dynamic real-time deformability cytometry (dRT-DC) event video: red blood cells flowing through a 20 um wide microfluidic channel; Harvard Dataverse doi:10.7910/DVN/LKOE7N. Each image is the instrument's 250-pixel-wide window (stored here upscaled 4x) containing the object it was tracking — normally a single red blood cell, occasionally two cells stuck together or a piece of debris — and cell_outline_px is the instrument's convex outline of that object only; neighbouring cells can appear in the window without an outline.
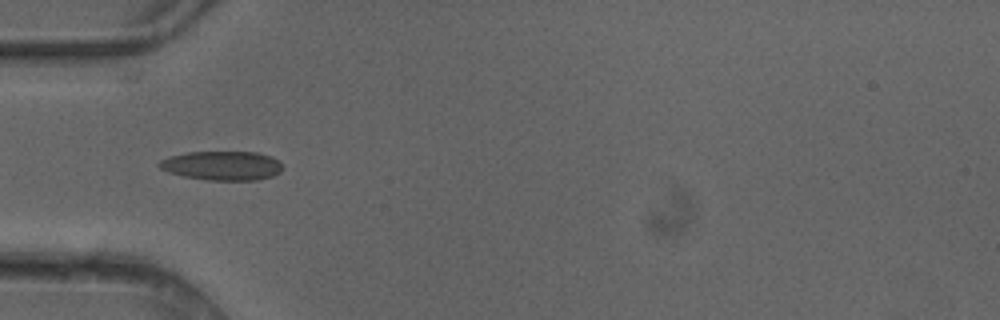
{"species": "common noctule bat (a hibernating species)", "species_latin": "Nyctalus noctula", "temperature_condition": "cold", "stored_images_in_passage": 3, "camera_frame_rate_fps": 3000, "um_per_image_px": 0.085, "animal": {"sex": "female"}, "frame": {"image": 1, "passage_image": 3, "time_ms": 0.667, "image_size_px": [1000, 320], "cell_outline_px": [[284, 168], [280, 172], [272, 176], [256, 180], [208, 180], [184, 176], [168, 172], [160, 168], [156, 164], [160, 160], [172, 156], [188, 152], [256, 152], [272, 156], [280, 160], [284, 164]], "centroid_in_image_um": [18.93, 14.07], "position_along_channel_um": 66.1, "area_um2": 21.1}}